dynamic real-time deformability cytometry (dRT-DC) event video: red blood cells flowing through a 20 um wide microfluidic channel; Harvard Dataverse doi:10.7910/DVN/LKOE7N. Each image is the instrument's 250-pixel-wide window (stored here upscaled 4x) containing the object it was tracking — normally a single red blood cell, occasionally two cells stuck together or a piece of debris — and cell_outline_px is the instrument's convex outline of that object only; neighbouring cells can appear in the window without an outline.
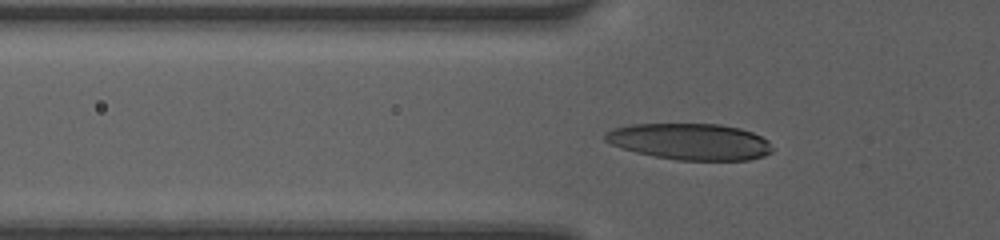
{"species": "human", "species_latin": "Homo sapiens", "temperature_condition": "room temperature", "stored_images_in_passage": 32, "camera_frame_rate_fps": 3000, "um_per_image_px": 0.085, "donor": {"sex": "female"}, "frame": {"image": 1, "passage_image": 4, "time_ms": 1.0, "image_size_px": [1000, 240], "cell_outline_px": [[772, 152], [764, 156], [748, 160], [676, 160], [636, 152], [612, 144], [604, 140], [604, 132], [612, 128], [632, 124], [720, 124], [740, 128], [752, 132], [768, 140], [772, 148]], "centroid_in_image_um": [58.66, 12.03], "position_along_channel_um": 67.1, "area_um2": 35.43}}
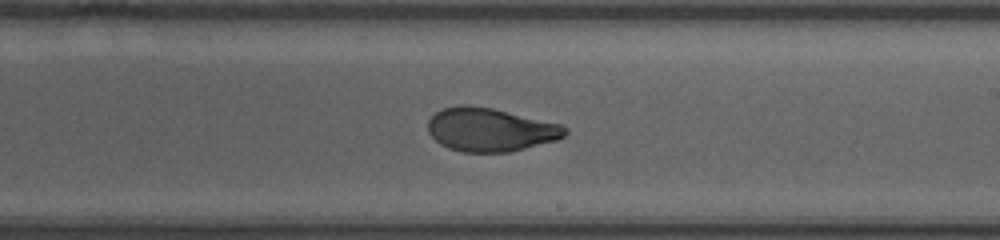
{"frame": {"image": 2, "passage_image": 17, "time_ms": 5.333, "image_size_px": [1000, 240], "cell_outline_px": [[568, 132], [564, 136], [556, 140], [508, 152], [460, 152], [448, 148], [440, 144], [428, 132], [428, 120], [436, 112], [444, 108], [460, 104], [468, 104], [492, 108], [560, 124], [568, 128]], "centroid_in_image_um": [41.65, 11.02], "position_along_channel_um": 247.4, "area_um2": 34.62}}
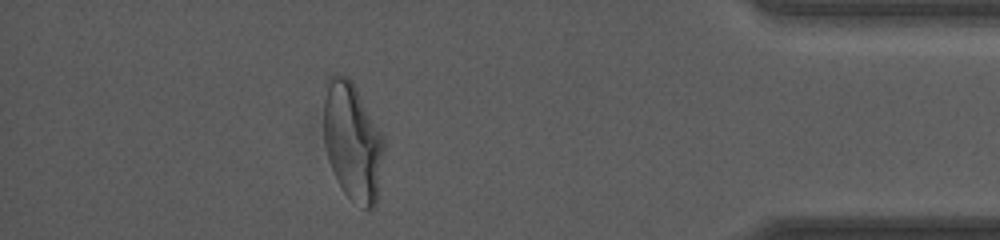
{"frame": {"image": 3, "passage_image": 31, "time_ms": 10.0, "image_size_px": [1000, 240], "cell_outline_px": [[384, 148], [376, 204], [368, 212], [348, 196], [344, 192], [332, 168], [324, 144], [324, 96], [328, 76], [344, 76], [352, 80], [380, 132], [384, 140]], "centroid_in_image_um": [29.96, 12.04], "position_along_channel_um": 405.2, "area_um2": 40.75}}